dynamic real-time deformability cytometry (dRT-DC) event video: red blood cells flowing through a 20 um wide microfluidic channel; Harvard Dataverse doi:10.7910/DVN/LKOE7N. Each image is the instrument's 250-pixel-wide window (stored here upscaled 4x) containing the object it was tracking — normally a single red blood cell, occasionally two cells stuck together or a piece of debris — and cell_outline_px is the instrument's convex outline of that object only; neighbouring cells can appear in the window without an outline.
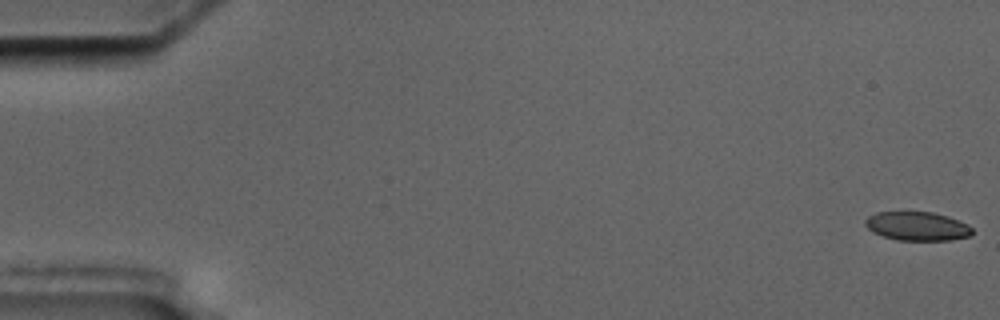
{"species": "common noctule bat (a hibernating species)", "species_latin": "Nyctalus noctula", "temperature_condition": "cold", "stored_images_in_passage": 6, "camera_frame_rate_fps": 3000, "um_per_image_px": 0.085, "animal": {"sex": "male", "body_mass_g": 17.5, "forearm_length_mm": 52.3}, "frame": {"image": 1, "passage_image": 1, "time_ms": 0.0, "image_size_px": [1000, 320], "cell_outline_px": [[972, 236], [952, 240], [896, 240], [872, 232], [864, 224], [864, 220], [868, 216], [876, 212], [932, 212], [948, 216], [968, 224], [972, 228]], "centroid_in_image_um": [77.97, 19.23], "position_along_channel_um": 7.0, "area_um2": 18.09}}
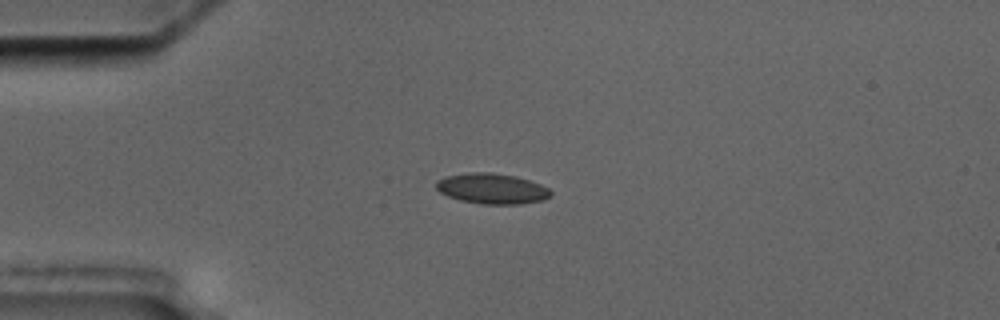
{"frame": {"image": 2, "passage_image": 5, "time_ms": 4.667, "image_size_px": [1000, 320], "cell_outline_px": [[552, 196], [544, 200], [520, 204], [484, 204], [460, 200], [448, 196], [440, 192], [436, 188], [436, 180], [444, 176], [468, 172], [492, 172], [516, 176], [540, 184], [548, 188], [552, 192]], "centroid_in_image_um": [41.81, 16.02], "position_along_channel_um": 43.2, "area_um2": 20.52}}